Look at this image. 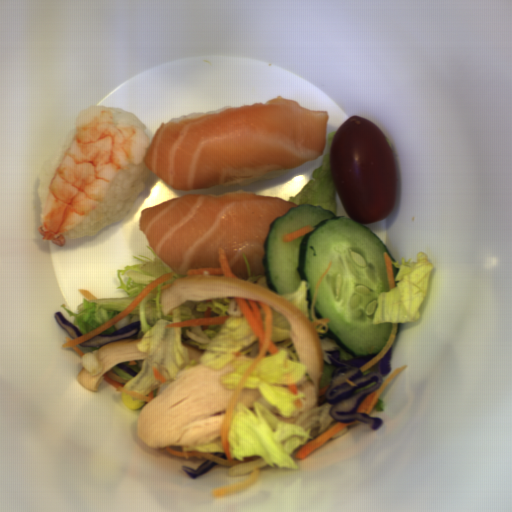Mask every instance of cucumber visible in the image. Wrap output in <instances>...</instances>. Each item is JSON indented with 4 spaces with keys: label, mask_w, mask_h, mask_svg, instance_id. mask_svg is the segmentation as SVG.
Returning <instances> with one entry per match:
<instances>
[{
    "label": "cucumber",
    "mask_w": 512,
    "mask_h": 512,
    "mask_svg": "<svg viewBox=\"0 0 512 512\" xmlns=\"http://www.w3.org/2000/svg\"><path fill=\"white\" fill-rule=\"evenodd\" d=\"M305 225L314 231L283 243L282 238ZM262 266L267 286L278 294H293L307 283L308 310L328 319L327 336L348 355H377L386 345L392 323H373L378 297L390 292L383 253L397 261L388 246L365 224L311 204L292 207L270 224L263 243Z\"/></svg>",
    "instance_id": "obj_1"
}]
</instances>
